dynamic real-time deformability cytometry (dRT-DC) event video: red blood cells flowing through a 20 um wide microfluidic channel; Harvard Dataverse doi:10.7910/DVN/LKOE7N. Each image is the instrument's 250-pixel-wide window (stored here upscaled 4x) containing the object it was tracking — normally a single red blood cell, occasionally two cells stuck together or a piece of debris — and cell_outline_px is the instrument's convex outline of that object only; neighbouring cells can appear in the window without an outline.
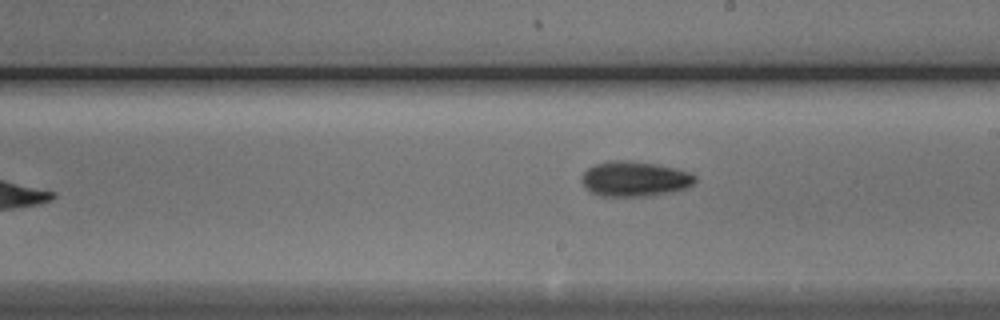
{"species": "Egyptian fruit bat (a non-hibernating species)", "species_latin": "Rousettus aegyptiacus", "temperature_condition": "cold", "stored_images_in_passage": 9, "camera_frame_rate_fps": 3000, "um_per_image_px": 0.085, "animal": {"sex": "male"}, "frame": {"image": 1, "passage_image": 9, "time_ms": 10.333, "image_size_px": [1000, 320], "cell_outline_px": [[696, 180], [692, 184], [684, 188], [672, 192], [644, 196], [600, 196], [592, 192], [580, 180], [584, 172], [588, 168], [596, 164], [608, 160], [632, 160], [656, 164], [676, 168], [692, 172], [696, 176]], "centroid_in_image_um": [53.96, 15.19], "position_along_channel_um": 235.0, "area_um2": 23.24}}